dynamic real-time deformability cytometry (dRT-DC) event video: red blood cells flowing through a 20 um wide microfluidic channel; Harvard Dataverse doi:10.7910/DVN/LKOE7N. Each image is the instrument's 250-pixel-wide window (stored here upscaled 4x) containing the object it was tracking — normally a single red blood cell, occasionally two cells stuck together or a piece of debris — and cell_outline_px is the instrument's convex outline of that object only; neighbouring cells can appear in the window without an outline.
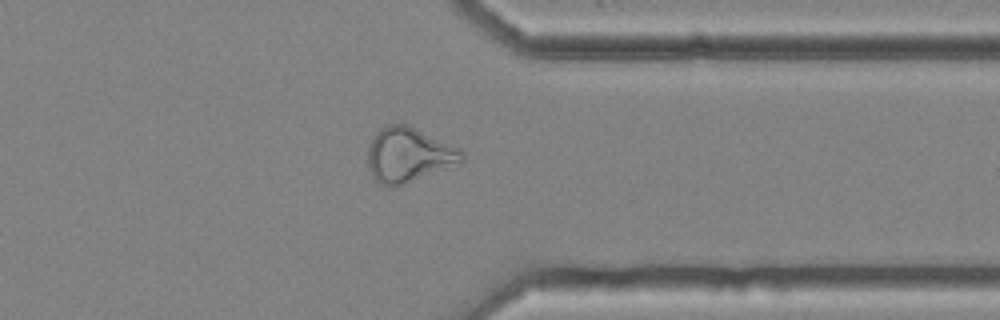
{"species": "common noctule bat (a hibernating species)", "species_latin": "Nyctalus noctula", "temperature_condition": "cold", "stored_images_in_passage": 38, "camera_frame_rate_fps": 3000, "um_per_image_px": 0.085, "animal": {"sex": "female", "body_mass_g": 25.1}, "frame": {"image": 1, "passage_image": 27, "time_ms": 8.667, "image_size_px": [1000, 320], "cell_outline_px": [[464, 160], [412, 180], [400, 184], [380, 184], [372, 176], [368, 168], [368, 144], [376, 132], [380, 128], [388, 124], [408, 124], [460, 148], [464, 152]], "centroid_in_image_um": [34.69, 13.1], "position_along_channel_um": 376.7, "area_um2": 29.25}, "authors_computed_cell_mechanics": {"area_um2": 27.0793, "velocity_mm_per_s": 3.6717, "shape_relaxation_time_tau1_ms": null, "shape_relaxation_time_tau2_ms": 2.5692, "deformation_change_tau1": null, "deformation_change_tau2": 0.1118}}